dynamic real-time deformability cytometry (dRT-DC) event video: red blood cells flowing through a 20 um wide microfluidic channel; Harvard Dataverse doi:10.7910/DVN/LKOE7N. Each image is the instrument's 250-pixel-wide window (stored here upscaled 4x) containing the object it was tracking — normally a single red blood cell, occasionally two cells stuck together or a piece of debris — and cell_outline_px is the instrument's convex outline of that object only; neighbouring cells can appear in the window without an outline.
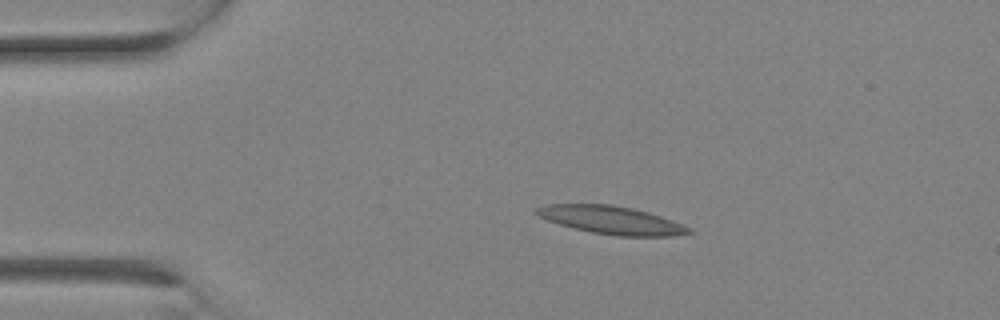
{"species": "Egyptian fruit bat (a non-hibernating species)", "species_latin": "Rousettus aegyptiacus", "temperature_condition": "room temperature", "stored_images_in_passage": 1, "camera_frame_rate_fps": 3000, "um_per_image_px": 0.085, "animal": {"sex": "female"}, "frame": {"image": 1, "passage_image": 1, "time_ms": 0.0, "image_size_px": [1000, 320], "cell_outline_px": [[696, 232], [672, 236], [616, 236], [592, 232], [560, 224], [548, 220], [532, 212], [536, 208], [544, 204], [612, 204], [632, 208], [648, 212], [672, 220], [692, 228]], "centroid_in_image_um": [52.0, 18.7], "position_along_channel_um": 33.0, "area_um2": 24.85}}